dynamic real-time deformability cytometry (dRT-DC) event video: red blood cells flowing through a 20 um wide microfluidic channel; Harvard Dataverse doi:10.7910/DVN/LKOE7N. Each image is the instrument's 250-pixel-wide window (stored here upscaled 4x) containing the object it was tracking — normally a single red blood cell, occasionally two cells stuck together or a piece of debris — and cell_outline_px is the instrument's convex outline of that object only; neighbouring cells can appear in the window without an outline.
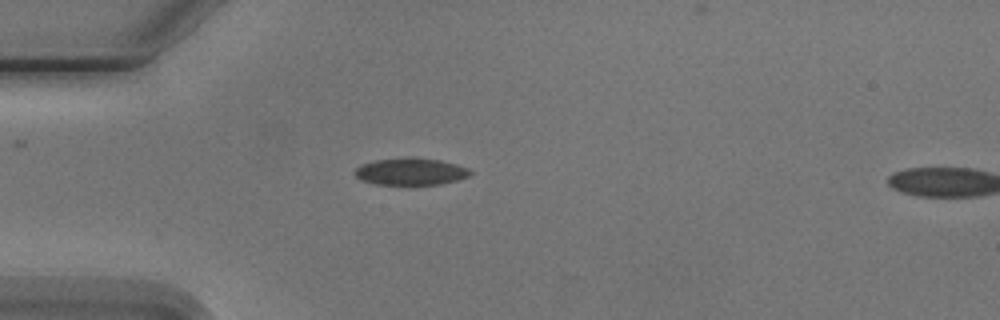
{"species": "Egyptian fruit bat (a non-hibernating species)", "species_latin": "Rousettus aegyptiacus", "temperature_condition": "cold", "stored_images_in_passage": 5, "segment_of_instrument_passage": [1, 2], "camera_frame_rate_fps": 3000, "um_per_image_px": 0.085, "animal": {"sex": "male"}, "frame": {"image": 1, "passage_image": 4, "time_ms": 3.333, "image_size_px": [1000, 320], "cell_outline_px": [[472, 172], [468, 176], [456, 180], [440, 184], [376, 184], [360, 180], [356, 176], [356, 168], [360, 164], [372, 160], [408, 156], [412, 156], [440, 160], [456, 164], [468, 168]], "centroid_in_image_um": [34.88, 14.55], "position_along_channel_um": 50.1, "area_um2": 18.32}}